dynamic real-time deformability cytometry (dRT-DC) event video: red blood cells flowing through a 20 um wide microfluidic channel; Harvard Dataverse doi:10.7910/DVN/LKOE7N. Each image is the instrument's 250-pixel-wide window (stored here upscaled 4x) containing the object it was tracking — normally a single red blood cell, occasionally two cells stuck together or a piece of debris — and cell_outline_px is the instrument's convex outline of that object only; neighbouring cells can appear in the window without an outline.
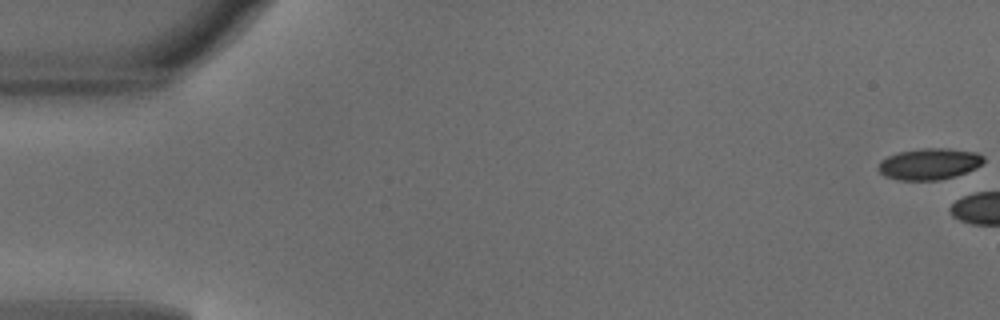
{"species": "common noctule bat (a hibernating species)", "species_latin": "Nyctalus noctula", "temperature_condition": "warm", "stored_images_in_passage": 4, "camera_frame_rate_fps": 3000, "um_per_image_px": 0.085, "animal": {"sex": "male", "body_mass_g": 18.8}, "frame": {"image": 1, "passage_image": 1, "time_ms": 0.0, "image_size_px": [1000, 320], "cell_outline_px": [[984, 160], [976, 168], [956, 176], [940, 180], [896, 180], [884, 176], [876, 168], [880, 160], [896, 152], [924, 148], [948, 148], [976, 152], [984, 156]], "centroid_in_image_um": [78.95, 13.93], "position_along_channel_um": 6.0, "area_um2": 19.48}}